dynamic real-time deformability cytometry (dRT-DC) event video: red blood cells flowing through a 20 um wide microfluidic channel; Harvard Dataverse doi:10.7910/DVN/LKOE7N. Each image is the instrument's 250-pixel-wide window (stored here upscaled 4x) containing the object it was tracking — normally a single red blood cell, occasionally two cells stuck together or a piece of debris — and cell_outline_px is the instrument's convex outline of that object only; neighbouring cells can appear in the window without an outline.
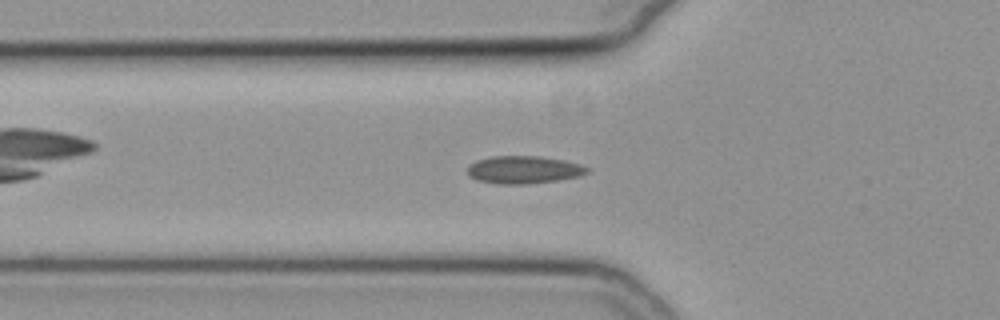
{"species": "common noctule bat (a hibernating species)", "species_latin": "Nyctalus noctula", "temperature_condition": "cold", "stored_images_in_passage": 35, "camera_frame_rate_fps": 3000, "um_per_image_px": 0.085, "animal": {"sex": "female", "body_mass_g": 19.3, "forearm_length_mm": 54.1}, "frame": {"image": 1, "passage_image": 5, "time_ms": 1.333, "image_size_px": [1000, 320], "cell_outline_px": [[592, 168], [588, 172], [580, 176], [556, 180], [524, 184], [496, 184], [476, 180], [468, 176], [468, 164], [476, 160], [492, 156], [540, 156], [564, 160], [580, 164]], "centroid_in_image_um": [44.5, 14.42], "position_along_channel_um": 81.3, "area_um2": 19.48}}
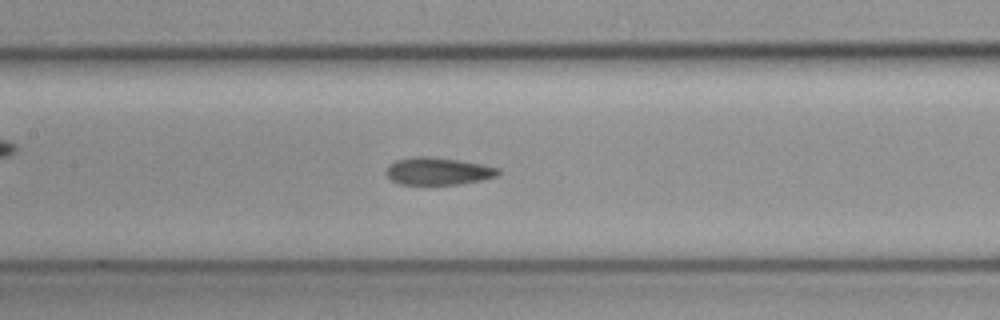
{"frame": {"image": 2, "passage_image": 12, "time_ms": 3.667, "image_size_px": [1000, 320], "cell_outline_px": [[500, 176], [484, 180], [460, 184], [400, 184], [392, 180], [384, 172], [388, 164], [396, 160], [416, 156], [424, 156], [460, 160], [484, 164], [500, 168]], "centroid_in_image_um": [37.28, 14.55], "position_along_channel_um": 170.1, "area_um2": 18.15}}
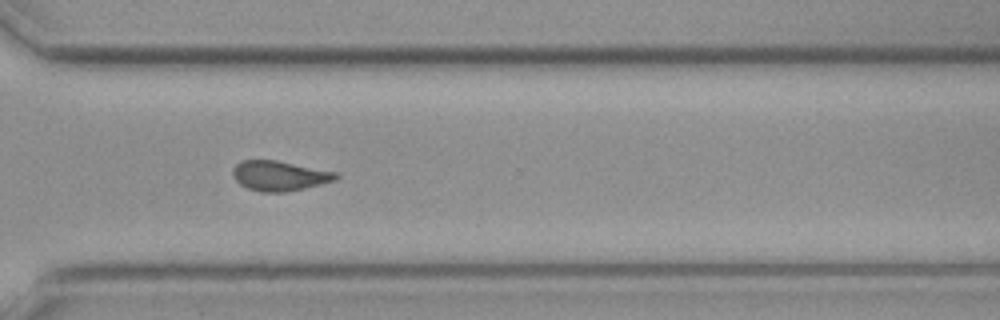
{"frame": {"image": 3, "passage_image": 26, "time_ms": 8.333, "image_size_px": [1000, 320], "cell_outline_px": [[340, 176], [336, 180], [304, 188], [284, 192], [260, 192], [248, 188], [240, 184], [232, 176], [232, 168], [240, 160], [276, 160], [336, 172]], "centroid_in_image_um": [23.72, 14.93], "position_along_channel_um": 346.9, "area_um2": 17.98}}